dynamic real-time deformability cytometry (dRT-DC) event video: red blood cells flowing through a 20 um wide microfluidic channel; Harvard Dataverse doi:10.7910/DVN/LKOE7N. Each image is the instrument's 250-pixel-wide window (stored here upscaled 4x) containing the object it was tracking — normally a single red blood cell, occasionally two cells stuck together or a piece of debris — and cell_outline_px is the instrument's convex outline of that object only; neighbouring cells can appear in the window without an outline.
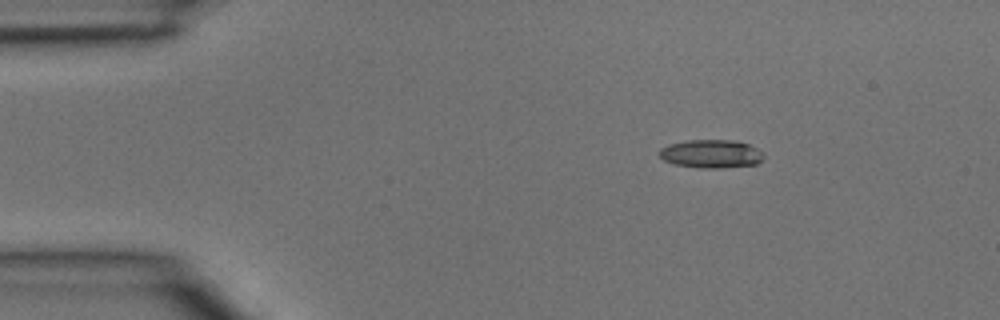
{"species": "common noctule bat (a hibernating species)", "species_latin": "Nyctalus noctula", "temperature_condition": "room temperature", "stored_images_in_passage": 3, "camera_frame_rate_fps": 3000, "um_per_image_px": 0.085, "animal": {"sex": "male", "body_mass_g": 15.6}, "frame": {"image": 1, "passage_image": 1, "time_ms": 0.0, "image_size_px": [1000, 320], "cell_outline_px": [[764, 160], [756, 164], [720, 168], [700, 168], [676, 164], [664, 160], [660, 156], [660, 148], [668, 144], [684, 140], [732, 140], [748, 144], [764, 152]], "centroid_in_image_um": [60.47, 13.07], "position_along_channel_um": 24.5, "area_um2": 17.28}}